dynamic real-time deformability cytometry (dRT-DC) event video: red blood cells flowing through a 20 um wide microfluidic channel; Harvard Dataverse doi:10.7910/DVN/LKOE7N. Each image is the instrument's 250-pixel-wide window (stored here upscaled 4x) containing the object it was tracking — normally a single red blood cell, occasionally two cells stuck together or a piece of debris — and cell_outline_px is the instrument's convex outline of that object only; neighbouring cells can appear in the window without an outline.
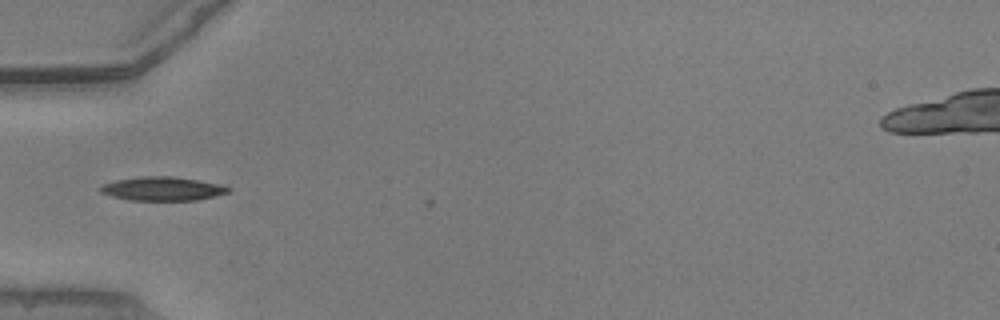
{"species": "common noctule bat (a hibernating species)", "species_latin": "Nyctalus noctula", "temperature_condition": "warm", "stored_images_in_passage": 3, "camera_frame_rate_fps": 3000, "um_per_image_px": 0.085, "animal": {"sex": "male", "body_mass_g": 20.5, "forearm_length_mm": 52.5}, "frame": {"image": 1, "passage_image": 1, "time_ms": 0.0, "image_size_px": [1000, 320], "cell_outline_px": [[232, 188], [228, 192], [196, 200], [128, 200], [112, 196], [100, 192], [100, 188], [104, 184], [116, 180], [140, 176], [172, 176], [220, 184]], "centroid_in_image_um": [13.79, 16.04], "position_along_channel_um": 71.2, "area_um2": 17.51}}